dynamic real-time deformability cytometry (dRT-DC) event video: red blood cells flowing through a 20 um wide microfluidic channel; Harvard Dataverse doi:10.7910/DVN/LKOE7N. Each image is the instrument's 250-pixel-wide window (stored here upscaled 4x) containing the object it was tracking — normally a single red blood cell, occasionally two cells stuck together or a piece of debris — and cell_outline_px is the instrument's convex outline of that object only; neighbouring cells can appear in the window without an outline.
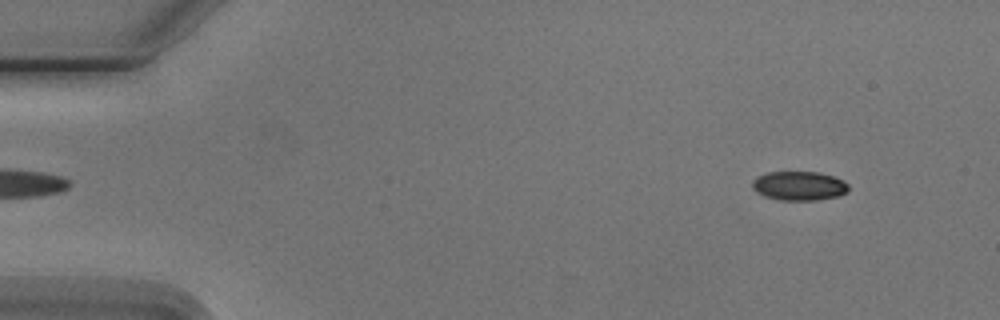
{"species": "Egyptian fruit bat (a non-hibernating species)", "species_latin": "Rousettus aegyptiacus", "temperature_condition": "cold", "stored_images_in_passage": 5, "camera_frame_rate_fps": 3000, "um_per_image_px": 0.085, "animal": {"sex": "male"}, "frame": {"image": 1, "passage_image": 1, "time_ms": 0.0, "image_size_px": [1000, 320], "cell_outline_px": [[848, 192], [840, 196], [816, 200], [780, 200], [764, 196], [756, 192], [752, 188], [752, 180], [756, 176], [768, 172], [820, 172], [844, 180], [848, 184]], "centroid_in_image_um": [67.92, 15.79], "position_along_channel_um": 17.1, "area_um2": 16.53}}
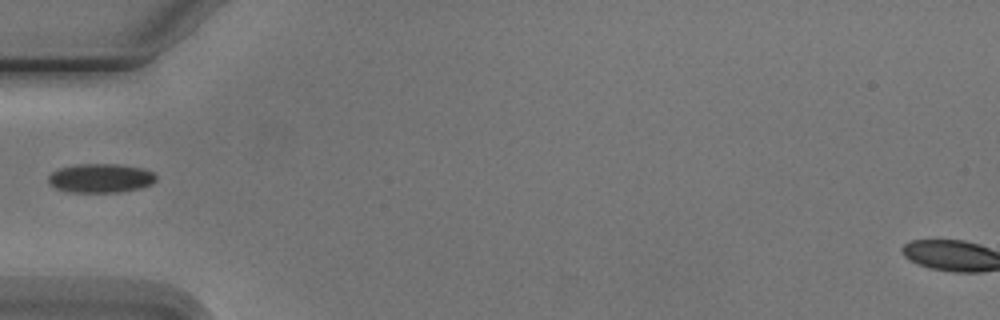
{"frame": {"image": 2, "passage_image": 4, "time_ms": 4.333, "image_size_px": [1000, 320], "cell_outline_px": [[156, 180], [152, 184], [140, 188], [120, 192], [68, 192], [56, 188], [48, 184], [48, 176], [52, 172], [60, 168], [76, 164], [120, 164], [144, 168], [152, 172], [156, 176]], "centroid_in_image_um": [8.55, 15.14], "position_along_channel_um": 76.4, "area_um2": 18.38}}
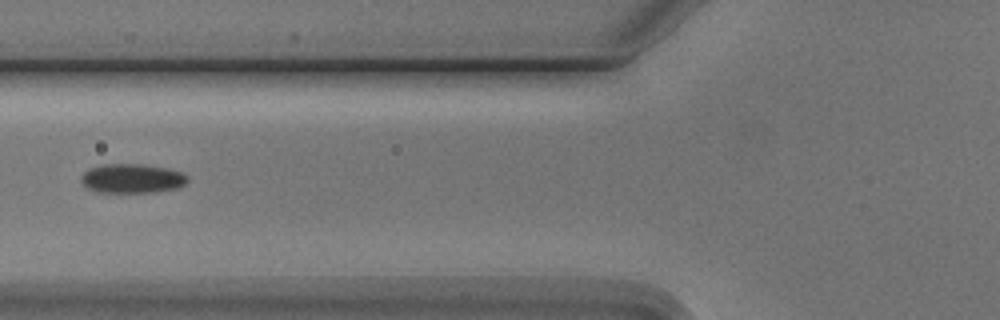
{"frame": {"image": 3, "passage_image": 5, "time_ms": 5.333, "image_size_px": [1000, 320], "cell_outline_px": [[188, 180], [184, 184], [176, 188], [156, 192], [96, 192], [88, 188], [80, 180], [80, 176], [88, 168], [100, 164], [144, 164], [168, 168], [184, 172], [188, 176]], "centroid_in_image_um": [11.22, 15.15], "position_along_channel_um": 114.6, "area_um2": 18.38}}